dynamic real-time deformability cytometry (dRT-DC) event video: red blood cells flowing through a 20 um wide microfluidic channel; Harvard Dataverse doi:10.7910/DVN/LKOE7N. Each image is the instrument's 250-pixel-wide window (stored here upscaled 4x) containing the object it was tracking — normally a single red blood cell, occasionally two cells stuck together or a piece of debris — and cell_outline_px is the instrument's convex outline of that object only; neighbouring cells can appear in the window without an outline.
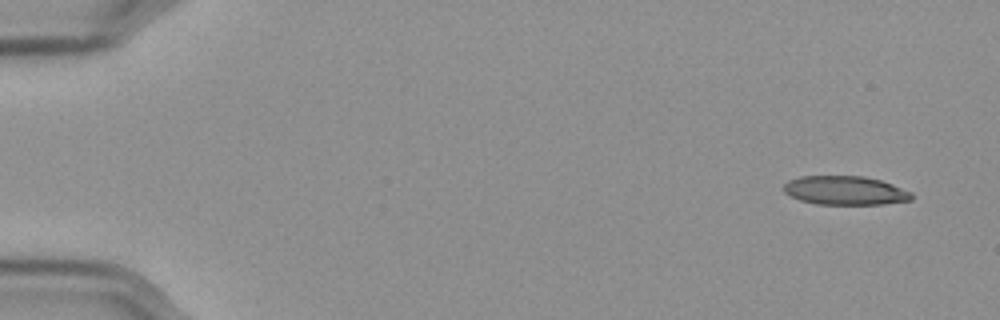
{"species": "Egyptian fruit bat (a non-hibernating species)", "species_latin": "Rousettus aegyptiacus", "temperature_condition": "cold", "stored_images_in_passage": 10, "camera_frame_rate_fps": 3000, "um_per_image_px": 0.085, "frame": {"image": 1, "passage_image": 1, "time_ms": 0.0, "image_size_px": [1000, 320], "cell_outline_px": [[912, 200], [884, 204], [816, 204], [800, 200], [784, 192], [784, 184], [788, 180], [800, 176], [864, 176], [880, 180], [892, 184], [912, 192]], "centroid_in_image_um": [71.84, 16.19], "position_along_channel_um": 13.2, "area_um2": 21.5}}